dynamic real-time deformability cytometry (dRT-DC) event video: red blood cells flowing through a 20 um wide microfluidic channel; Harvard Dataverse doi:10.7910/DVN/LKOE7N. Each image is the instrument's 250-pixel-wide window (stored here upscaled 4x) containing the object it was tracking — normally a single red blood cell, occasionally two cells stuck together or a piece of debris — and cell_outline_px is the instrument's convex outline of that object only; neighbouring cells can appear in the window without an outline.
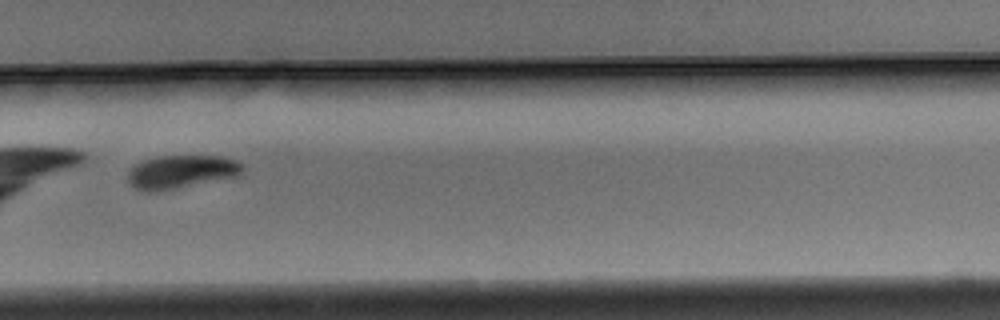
{"species": "Egyptian fruit bat (a non-hibernating species)", "species_latin": "Rousettus aegyptiacus", "temperature_condition": "warm", "stored_images_in_passage": 13, "camera_frame_rate_fps": 3000, "um_per_image_px": 0.085, "animal": {"sex": "male"}, "frame": {"image": 1, "passage_image": 11, "time_ms": 3.333, "image_size_px": [1000, 320], "cell_outline_px": [[244, 172], [240, 176], [164, 192], [148, 192], [136, 188], [128, 180], [128, 172], [136, 164], [144, 160], [156, 156], [220, 156], [236, 160], [244, 168]], "centroid_in_image_um": [15.45, 14.63], "position_along_channel_um": 314.4, "area_um2": 22.72}}